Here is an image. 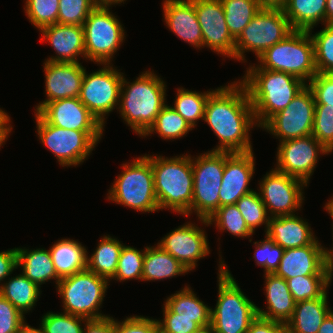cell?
Masks as SVG:
<instances>
[{
    "label": "cell",
    "instance_id": "cell-31",
    "mask_svg": "<svg viewBox=\"0 0 333 333\" xmlns=\"http://www.w3.org/2000/svg\"><path fill=\"white\" fill-rule=\"evenodd\" d=\"M282 9L294 30L325 25L326 0H288Z\"/></svg>",
    "mask_w": 333,
    "mask_h": 333
},
{
    "label": "cell",
    "instance_id": "cell-47",
    "mask_svg": "<svg viewBox=\"0 0 333 333\" xmlns=\"http://www.w3.org/2000/svg\"><path fill=\"white\" fill-rule=\"evenodd\" d=\"M312 136L330 153L333 152V108L315 105Z\"/></svg>",
    "mask_w": 333,
    "mask_h": 333
},
{
    "label": "cell",
    "instance_id": "cell-60",
    "mask_svg": "<svg viewBox=\"0 0 333 333\" xmlns=\"http://www.w3.org/2000/svg\"><path fill=\"white\" fill-rule=\"evenodd\" d=\"M324 209L327 211V213H329L330 217L332 218L331 220H333V195L331 196V199L328 200L325 204Z\"/></svg>",
    "mask_w": 333,
    "mask_h": 333
},
{
    "label": "cell",
    "instance_id": "cell-58",
    "mask_svg": "<svg viewBox=\"0 0 333 333\" xmlns=\"http://www.w3.org/2000/svg\"><path fill=\"white\" fill-rule=\"evenodd\" d=\"M262 8H283L288 0H258Z\"/></svg>",
    "mask_w": 333,
    "mask_h": 333
},
{
    "label": "cell",
    "instance_id": "cell-16",
    "mask_svg": "<svg viewBox=\"0 0 333 333\" xmlns=\"http://www.w3.org/2000/svg\"><path fill=\"white\" fill-rule=\"evenodd\" d=\"M330 152L312 135L279 142L275 169L303 180L307 185L314 173L319 155Z\"/></svg>",
    "mask_w": 333,
    "mask_h": 333
},
{
    "label": "cell",
    "instance_id": "cell-25",
    "mask_svg": "<svg viewBox=\"0 0 333 333\" xmlns=\"http://www.w3.org/2000/svg\"><path fill=\"white\" fill-rule=\"evenodd\" d=\"M298 215L270 217L266 235L284 250L311 245L317 237L310 224Z\"/></svg>",
    "mask_w": 333,
    "mask_h": 333
},
{
    "label": "cell",
    "instance_id": "cell-19",
    "mask_svg": "<svg viewBox=\"0 0 333 333\" xmlns=\"http://www.w3.org/2000/svg\"><path fill=\"white\" fill-rule=\"evenodd\" d=\"M255 172L254 152H226L225 169L219 192V207L232 205L251 193L249 185Z\"/></svg>",
    "mask_w": 333,
    "mask_h": 333
},
{
    "label": "cell",
    "instance_id": "cell-33",
    "mask_svg": "<svg viewBox=\"0 0 333 333\" xmlns=\"http://www.w3.org/2000/svg\"><path fill=\"white\" fill-rule=\"evenodd\" d=\"M189 286L185 285L181 290L168 296L164 303L176 313V317L196 318V323L200 327L209 325L211 307L201 301Z\"/></svg>",
    "mask_w": 333,
    "mask_h": 333
},
{
    "label": "cell",
    "instance_id": "cell-10",
    "mask_svg": "<svg viewBox=\"0 0 333 333\" xmlns=\"http://www.w3.org/2000/svg\"><path fill=\"white\" fill-rule=\"evenodd\" d=\"M112 4H98L83 24L85 59L95 64H111L125 40L124 25L110 10Z\"/></svg>",
    "mask_w": 333,
    "mask_h": 333
},
{
    "label": "cell",
    "instance_id": "cell-44",
    "mask_svg": "<svg viewBox=\"0 0 333 333\" xmlns=\"http://www.w3.org/2000/svg\"><path fill=\"white\" fill-rule=\"evenodd\" d=\"M27 19L37 28L58 23L59 0H25Z\"/></svg>",
    "mask_w": 333,
    "mask_h": 333
},
{
    "label": "cell",
    "instance_id": "cell-51",
    "mask_svg": "<svg viewBox=\"0 0 333 333\" xmlns=\"http://www.w3.org/2000/svg\"><path fill=\"white\" fill-rule=\"evenodd\" d=\"M114 333H159L157 319L133 315L118 321L114 318Z\"/></svg>",
    "mask_w": 333,
    "mask_h": 333
},
{
    "label": "cell",
    "instance_id": "cell-53",
    "mask_svg": "<svg viewBox=\"0 0 333 333\" xmlns=\"http://www.w3.org/2000/svg\"><path fill=\"white\" fill-rule=\"evenodd\" d=\"M15 269H18L16 247L0 251V286Z\"/></svg>",
    "mask_w": 333,
    "mask_h": 333
},
{
    "label": "cell",
    "instance_id": "cell-20",
    "mask_svg": "<svg viewBox=\"0 0 333 333\" xmlns=\"http://www.w3.org/2000/svg\"><path fill=\"white\" fill-rule=\"evenodd\" d=\"M46 99L35 106L39 112L47 103L65 98L79 97L85 67L82 63H43Z\"/></svg>",
    "mask_w": 333,
    "mask_h": 333
},
{
    "label": "cell",
    "instance_id": "cell-52",
    "mask_svg": "<svg viewBox=\"0 0 333 333\" xmlns=\"http://www.w3.org/2000/svg\"><path fill=\"white\" fill-rule=\"evenodd\" d=\"M246 333H288L286 323L257 317L250 323Z\"/></svg>",
    "mask_w": 333,
    "mask_h": 333
},
{
    "label": "cell",
    "instance_id": "cell-59",
    "mask_svg": "<svg viewBox=\"0 0 333 333\" xmlns=\"http://www.w3.org/2000/svg\"><path fill=\"white\" fill-rule=\"evenodd\" d=\"M325 25H333V0H326Z\"/></svg>",
    "mask_w": 333,
    "mask_h": 333
},
{
    "label": "cell",
    "instance_id": "cell-2",
    "mask_svg": "<svg viewBox=\"0 0 333 333\" xmlns=\"http://www.w3.org/2000/svg\"><path fill=\"white\" fill-rule=\"evenodd\" d=\"M246 69L239 81L246 88L259 128L275 113L286 108L307 86L294 75L262 69L257 64Z\"/></svg>",
    "mask_w": 333,
    "mask_h": 333
},
{
    "label": "cell",
    "instance_id": "cell-6",
    "mask_svg": "<svg viewBox=\"0 0 333 333\" xmlns=\"http://www.w3.org/2000/svg\"><path fill=\"white\" fill-rule=\"evenodd\" d=\"M121 166L123 171L110 186L107 199L139 212H158L151 161L142 155Z\"/></svg>",
    "mask_w": 333,
    "mask_h": 333
},
{
    "label": "cell",
    "instance_id": "cell-42",
    "mask_svg": "<svg viewBox=\"0 0 333 333\" xmlns=\"http://www.w3.org/2000/svg\"><path fill=\"white\" fill-rule=\"evenodd\" d=\"M308 32L314 44L315 66L318 73H333V25H324L320 31Z\"/></svg>",
    "mask_w": 333,
    "mask_h": 333
},
{
    "label": "cell",
    "instance_id": "cell-38",
    "mask_svg": "<svg viewBox=\"0 0 333 333\" xmlns=\"http://www.w3.org/2000/svg\"><path fill=\"white\" fill-rule=\"evenodd\" d=\"M204 227L214 224L220 232L227 231L235 237L249 238L254 233L248 228L235 204L223 205L208 219H199Z\"/></svg>",
    "mask_w": 333,
    "mask_h": 333
},
{
    "label": "cell",
    "instance_id": "cell-9",
    "mask_svg": "<svg viewBox=\"0 0 333 333\" xmlns=\"http://www.w3.org/2000/svg\"><path fill=\"white\" fill-rule=\"evenodd\" d=\"M40 142L55 156L60 166L82 164L100 142L103 132H84L49 124L38 112L34 113Z\"/></svg>",
    "mask_w": 333,
    "mask_h": 333
},
{
    "label": "cell",
    "instance_id": "cell-64",
    "mask_svg": "<svg viewBox=\"0 0 333 333\" xmlns=\"http://www.w3.org/2000/svg\"><path fill=\"white\" fill-rule=\"evenodd\" d=\"M10 133H0V147L6 142V140L9 138Z\"/></svg>",
    "mask_w": 333,
    "mask_h": 333
},
{
    "label": "cell",
    "instance_id": "cell-14",
    "mask_svg": "<svg viewBox=\"0 0 333 333\" xmlns=\"http://www.w3.org/2000/svg\"><path fill=\"white\" fill-rule=\"evenodd\" d=\"M315 99L306 86L290 104L271 116L260 128L271 133L280 142L312 135Z\"/></svg>",
    "mask_w": 333,
    "mask_h": 333
},
{
    "label": "cell",
    "instance_id": "cell-49",
    "mask_svg": "<svg viewBox=\"0 0 333 333\" xmlns=\"http://www.w3.org/2000/svg\"><path fill=\"white\" fill-rule=\"evenodd\" d=\"M25 320V315L0 294V333H20L27 325Z\"/></svg>",
    "mask_w": 333,
    "mask_h": 333
},
{
    "label": "cell",
    "instance_id": "cell-11",
    "mask_svg": "<svg viewBox=\"0 0 333 333\" xmlns=\"http://www.w3.org/2000/svg\"><path fill=\"white\" fill-rule=\"evenodd\" d=\"M293 31L282 8H261L235 40V60L247 62L246 52L258 58Z\"/></svg>",
    "mask_w": 333,
    "mask_h": 333
},
{
    "label": "cell",
    "instance_id": "cell-62",
    "mask_svg": "<svg viewBox=\"0 0 333 333\" xmlns=\"http://www.w3.org/2000/svg\"><path fill=\"white\" fill-rule=\"evenodd\" d=\"M95 1H96L98 4H112V5L115 6V4H116V5H118V4L121 5V3L124 4V2H126L127 0H95Z\"/></svg>",
    "mask_w": 333,
    "mask_h": 333
},
{
    "label": "cell",
    "instance_id": "cell-28",
    "mask_svg": "<svg viewBox=\"0 0 333 333\" xmlns=\"http://www.w3.org/2000/svg\"><path fill=\"white\" fill-rule=\"evenodd\" d=\"M17 267L22 270V273L33 283L40 288L41 285L55 280V287L60 278L52 262V257L49 250L45 248L27 249L26 247H17Z\"/></svg>",
    "mask_w": 333,
    "mask_h": 333
},
{
    "label": "cell",
    "instance_id": "cell-50",
    "mask_svg": "<svg viewBox=\"0 0 333 333\" xmlns=\"http://www.w3.org/2000/svg\"><path fill=\"white\" fill-rule=\"evenodd\" d=\"M315 105L333 108V73H317L308 83Z\"/></svg>",
    "mask_w": 333,
    "mask_h": 333
},
{
    "label": "cell",
    "instance_id": "cell-55",
    "mask_svg": "<svg viewBox=\"0 0 333 333\" xmlns=\"http://www.w3.org/2000/svg\"><path fill=\"white\" fill-rule=\"evenodd\" d=\"M8 113L0 108V133H11L13 125H11V120Z\"/></svg>",
    "mask_w": 333,
    "mask_h": 333
},
{
    "label": "cell",
    "instance_id": "cell-3",
    "mask_svg": "<svg viewBox=\"0 0 333 333\" xmlns=\"http://www.w3.org/2000/svg\"><path fill=\"white\" fill-rule=\"evenodd\" d=\"M141 73L131 83L123 74L117 110L124 123L140 137L167 104L166 82L154 71Z\"/></svg>",
    "mask_w": 333,
    "mask_h": 333
},
{
    "label": "cell",
    "instance_id": "cell-26",
    "mask_svg": "<svg viewBox=\"0 0 333 333\" xmlns=\"http://www.w3.org/2000/svg\"><path fill=\"white\" fill-rule=\"evenodd\" d=\"M266 294V310L257 307V315L268 320L287 323L295 309L296 302L288 289L285 279L274 273L264 274Z\"/></svg>",
    "mask_w": 333,
    "mask_h": 333
},
{
    "label": "cell",
    "instance_id": "cell-63",
    "mask_svg": "<svg viewBox=\"0 0 333 333\" xmlns=\"http://www.w3.org/2000/svg\"><path fill=\"white\" fill-rule=\"evenodd\" d=\"M20 333H41L38 328L31 327L29 324Z\"/></svg>",
    "mask_w": 333,
    "mask_h": 333
},
{
    "label": "cell",
    "instance_id": "cell-41",
    "mask_svg": "<svg viewBox=\"0 0 333 333\" xmlns=\"http://www.w3.org/2000/svg\"><path fill=\"white\" fill-rule=\"evenodd\" d=\"M145 251L146 247L143 250H138L124 244L115 275L112 278L113 281L124 282L131 279L142 281Z\"/></svg>",
    "mask_w": 333,
    "mask_h": 333
},
{
    "label": "cell",
    "instance_id": "cell-30",
    "mask_svg": "<svg viewBox=\"0 0 333 333\" xmlns=\"http://www.w3.org/2000/svg\"><path fill=\"white\" fill-rule=\"evenodd\" d=\"M188 270L158 244L146 246L142 281H161L177 275L188 274Z\"/></svg>",
    "mask_w": 333,
    "mask_h": 333
},
{
    "label": "cell",
    "instance_id": "cell-46",
    "mask_svg": "<svg viewBox=\"0 0 333 333\" xmlns=\"http://www.w3.org/2000/svg\"><path fill=\"white\" fill-rule=\"evenodd\" d=\"M253 243L255 244L253 258L257 266L264 268V274L274 273L280 264L284 249L275 244L266 234L263 240Z\"/></svg>",
    "mask_w": 333,
    "mask_h": 333
},
{
    "label": "cell",
    "instance_id": "cell-34",
    "mask_svg": "<svg viewBox=\"0 0 333 333\" xmlns=\"http://www.w3.org/2000/svg\"><path fill=\"white\" fill-rule=\"evenodd\" d=\"M117 239L107 234L102 236L95 251L91 256H87L86 268L109 281L115 275L119 256L124 245L122 241Z\"/></svg>",
    "mask_w": 333,
    "mask_h": 333
},
{
    "label": "cell",
    "instance_id": "cell-43",
    "mask_svg": "<svg viewBox=\"0 0 333 333\" xmlns=\"http://www.w3.org/2000/svg\"><path fill=\"white\" fill-rule=\"evenodd\" d=\"M41 318L38 328L41 333H83V328L88 320L66 312L52 311L42 315Z\"/></svg>",
    "mask_w": 333,
    "mask_h": 333
},
{
    "label": "cell",
    "instance_id": "cell-32",
    "mask_svg": "<svg viewBox=\"0 0 333 333\" xmlns=\"http://www.w3.org/2000/svg\"><path fill=\"white\" fill-rule=\"evenodd\" d=\"M41 293V288L23 273L8 277L0 286V294L23 315L32 312Z\"/></svg>",
    "mask_w": 333,
    "mask_h": 333
},
{
    "label": "cell",
    "instance_id": "cell-54",
    "mask_svg": "<svg viewBox=\"0 0 333 333\" xmlns=\"http://www.w3.org/2000/svg\"><path fill=\"white\" fill-rule=\"evenodd\" d=\"M83 333H114V318L109 315L100 319H89Z\"/></svg>",
    "mask_w": 333,
    "mask_h": 333
},
{
    "label": "cell",
    "instance_id": "cell-4",
    "mask_svg": "<svg viewBox=\"0 0 333 333\" xmlns=\"http://www.w3.org/2000/svg\"><path fill=\"white\" fill-rule=\"evenodd\" d=\"M151 161L154 189L159 210L168 209L184 217L192 215L193 171L192 156L174 157L145 154Z\"/></svg>",
    "mask_w": 333,
    "mask_h": 333
},
{
    "label": "cell",
    "instance_id": "cell-27",
    "mask_svg": "<svg viewBox=\"0 0 333 333\" xmlns=\"http://www.w3.org/2000/svg\"><path fill=\"white\" fill-rule=\"evenodd\" d=\"M328 299L327 291L322 297L296 302L286 323L288 333H318L323 320L332 311Z\"/></svg>",
    "mask_w": 333,
    "mask_h": 333
},
{
    "label": "cell",
    "instance_id": "cell-48",
    "mask_svg": "<svg viewBox=\"0 0 333 333\" xmlns=\"http://www.w3.org/2000/svg\"><path fill=\"white\" fill-rule=\"evenodd\" d=\"M163 319H157L159 333H192L200 326L196 318L176 317L165 303L163 304Z\"/></svg>",
    "mask_w": 333,
    "mask_h": 333
},
{
    "label": "cell",
    "instance_id": "cell-61",
    "mask_svg": "<svg viewBox=\"0 0 333 333\" xmlns=\"http://www.w3.org/2000/svg\"><path fill=\"white\" fill-rule=\"evenodd\" d=\"M192 333H214V330L211 326V324L199 327L197 330H195Z\"/></svg>",
    "mask_w": 333,
    "mask_h": 333
},
{
    "label": "cell",
    "instance_id": "cell-23",
    "mask_svg": "<svg viewBox=\"0 0 333 333\" xmlns=\"http://www.w3.org/2000/svg\"><path fill=\"white\" fill-rule=\"evenodd\" d=\"M38 31L42 36L40 41L48 42L53 47L55 54L57 53L45 61L79 63L80 57L85 58L83 26L56 23Z\"/></svg>",
    "mask_w": 333,
    "mask_h": 333
},
{
    "label": "cell",
    "instance_id": "cell-5",
    "mask_svg": "<svg viewBox=\"0 0 333 333\" xmlns=\"http://www.w3.org/2000/svg\"><path fill=\"white\" fill-rule=\"evenodd\" d=\"M218 299L211 308V326L214 333H246L257 317L256 304L248 299L219 254Z\"/></svg>",
    "mask_w": 333,
    "mask_h": 333
},
{
    "label": "cell",
    "instance_id": "cell-8",
    "mask_svg": "<svg viewBox=\"0 0 333 333\" xmlns=\"http://www.w3.org/2000/svg\"><path fill=\"white\" fill-rule=\"evenodd\" d=\"M109 282L87 268L60 279L56 290L62 299L63 312L88 320L109 316L100 311Z\"/></svg>",
    "mask_w": 333,
    "mask_h": 333
},
{
    "label": "cell",
    "instance_id": "cell-15",
    "mask_svg": "<svg viewBox=\"0 0 333 333\" xmlns=\"http://www.w3.org/2000/svg\"><path fill=\"white\" fill-rule=\"evenodd\" d=\"M258 193L270 217L295 215L304 202V187L301 179L272 168L259 181ZM296 212V213H295Z\"/></svg>",
    "mask_w": 333,
    "mask_h": 333
},
{
    "label": "cell",
    "instance_id": "cell-12",
    "mask_svg": "<svg viewBox=\"0 0 333 333\" xmlns=\"http://www.w3.org/2000/svg\"><path fill=\"white\" fill-rule=\"evenodd\" d=\"M225 169V151H207L192 156V214L208 220L219 208V192Z\"/></svg>",
    "mask_w": 333,
    "mask_h": 333
},
{
    "label": "cell",
    "instance_id": "cell-35",
    "mask_svg": "<svg viewBox=\"0 0 333 333\" xmlns=\"http://www.w3.org/2000/svg\"><path fill=\"white\" fill-rule=\"evenodd\" d=\"M192 130L193 128L186 120L171 105L166 104L155 118L154 123L141 137L146 138V136L156 133L164 140L173 141L185 137Z\"/></svg>",
    "mask_w": 333,
    "mask_h": 333
},
{
    "label": "cell",
    "instance_id": "cell-7",
    "mask_svg": "<svg viewBox=\"0 0 333 333\" xmlns=\"http://www.w3.org/2000/svg\"><path fill=\"white\" fill-rule=\"evenodd\" d=\"M262 69L285 72L308 83L318 72L314 44L307 30H294L258 58Z\"/></svg>",
    "mask_w": 333,
    "mask_h": 333
},
{
    "label": "cell",
    "instance_id": "cell-24",
    "mask_svg": "<svg viewBox=\"0 0 333 333\" xmlns=\"http://www.w3.org/2000/svg\"><path fill=\"white\" fill-rule=\"evenodd\" d=\"M162 5L166 27L190 46L202 49V30L192 0H163Z\"/></svg>",
    "mask_w": 333,
    "mask_h": 333
},
{
    "label": "cell",
    "instance_id": "cell-13",
    "mask_svg": "<svg viewBox=\"0 0 333 333\" xmlns=\"http://www.w3.org/2000/svg\"><path fill=\"white\" fill-rule=\"evenodd\" d=\"M102 68L94 72L85 69L79 100L105 127L106 116L118 109L123 74L113 64H98Z\"/></svg>",
    "mask_w": 333,
    "mask_h": 333
},
{
    "label": "cell",
    "instance_id": "cell-21",
    "mask_svg": "<svg viewBox=\"0 0 333 333\" xmlns=\"http://www.w3.org/2000/svg\"><path fill=\"white\" fill-rule=\"evenodd\" d=\"M38 113L49 124L60 128L84 132L105 131L78 97L51 101Z\"/></svg>",
    "mask_w": 333,
    "mask_h": 333
},
{
    "label": "cell",
    "instance_id": "cell-40",
    "mask_svg": "<svg viewBox=\"0 0 333 333\" xmlns=\"http://www.w3.org/2000/svg\"><path fill=\"white\" fill-rule=\"evenodd\" d=\"M244 218L248 228L255 234V229L265 225V234L268 230L270 216L260 198L259 193L254 190L242 196L235 204Z\"/></svg>",
    "mask_w": 333,
    "mask_h": 333
},
{
    "label": "cell",
    "instance_id": "cell-18",
    "mask_svg": "<svg viewBox=\"0 0 333 333\" xmlns=\"http://www.w3.org/2000/svg\"><path fill=\"white\" fill-rule=\"evenodd\" d=\"M206 235L201 226L187 222L167 233L157 244L190 272L195 270L200 259L210 254Z\"/></svg>",
    "mask_w": 333,
    "mask_h": 333
},
{
    "label": "cell",
    "instance_id": "cell-17",
    "mask_svg": "<svg viewBox=\"0 0 333 333\" xmlns=\"http://www.w3.org/2000/svg\"><path fill=\"white\" fill-rule=\"evenodd\" d=\"M202 30L203 48L235 60V39L231 36L220 0H192Z\"/></svg>",
    "mask_w": 333,
    "mask_h": 333
},
{
    "label": "cell",
    "instance_id": "cell-56",
    "mask_svg": "<svg viewBox=\"0 0 333 333\" xmlns=\"http://www.w3.org/2000/svg\"><path fill=\"white\" fill-rule=\"evenodd\" d=\"M332 229H333V226H332ZM325 264H326V269L328 271L329 279L332 282V278H333V246L331 247V249L325 248Z\"/></svg>",
    "mask_w": 333,
    "mask_h": 333
},
{
    "label": "cell",
    "instance_id": "cell-29",
    "mask_svg": "<svg viewBox=\"0 0 333 333\" xmlns=\"http://www.w3.org/2000/svg\"><path fill=\"white\" fill-rule=\"evenodd\" d=\"M57 276L62 279L87 267L88 252L80 242L63 238L49 248Z\"/></svg>",
    "mask_w": 333,
    "mask_h": 333
},
{
    "label": "cell",
    "instance_id": "cell-1",
    "mask_svg": "<svg viewBox=\"0 0 333 333\" xmlns=\"http://www.w3.org/2000/svg\"><path fill=\"white\" fill-rule=\"evenodd\" d=\"M229 84V85H228ZM215 88L209 95L203 120L219 139L212 151H252L251 132L258 128L245 86L239 81Z\"/></svg>",
    "mask_w": 333,
    "mask_h": 333
},
{
    "label": "cell",
    "instance_id": "cell-36",
    "mask_svg": "<svg viewBox=\"0 0 333 333\" xmlns=\"http://www.w3.org/2000/svg\"><path fill=\"white\" fill-rule=\"evenodd\" d=\"M231 36L236 40L261 10L258 0H220Z\"/></svg>",
    "mask_w": 333,
    "mask_h": 333
},
{
    "label": "cell",
    "instance_id": "cell-39",
    "mask_svg": "<svg viewBox=\"0 0 333 333\" xmlns=\"http://www.w3.org/2000/svg\"><path fill=\"white\" fill-rule=\"evenodd\" d=\"M295 302L322 297L330 288L329 275H306L286 280Z\"/></svg>",
    "mask_w": 333,
    "mask_h": 333
},
{
    "label": "cell",
    "instance_id": "cell-22",
    "mask_svg": "<svg viewBox=\"0 0 333 333\" xmlns=\"http://www.w3.org/2000/svg\"><path fill=\"white\" fill-rule=\"evenodd\" d=\"M325 248L316 239L311 245L284 250L274 274L285 280L297 276L328 275Z\"/></svg>",
    "mask_w": 333,
    "mask_h": 333
},
{
    "label": "cell",
    "instance_id": "cell-57",
    "mask_svg": "<svg viewBox=\"0 0 333 333\" xmlns=\"http://www.w3.org/2000/svg\"><path fill=\"white\" fill-rule=\"evenodd\" d=\"M318 333H333V310L323 320Z\"/></svg>",
    "mask_w": 333,
    "mask_h": 333
},
{
    "label": "cell",
    "instance_id": "cell-45",
    "mask_svg": "<svg viewBox=\"0 0 333 333\" xmlns=\"http://www.w3.org/2000/svg\"><path fill=\"white\" fill-rule=\"evenodd\" d=\"M97 5L95 0H59L58 24L83 26Z\"/></svg>",
    "mask_w": 333,
    "mask_h": 333
},
{
    "label": "cell",
    "instance_id": "cell-37",
    "mask_svg": "<svg viewBox=\"0 0 333 333\" xmlns=\"http://www.w3.org/2000/svg\"><path fill=\"white\" fill-rule=\"evenodd\" d=\"M213 89L205 92H196L183 88H177L174 105L171 107L178 112L192 127L197 126V121L203 120L205 105Z\"/></svg>",
    "mask_w": 333,
    "mask_h": 333
}]
</instances>
